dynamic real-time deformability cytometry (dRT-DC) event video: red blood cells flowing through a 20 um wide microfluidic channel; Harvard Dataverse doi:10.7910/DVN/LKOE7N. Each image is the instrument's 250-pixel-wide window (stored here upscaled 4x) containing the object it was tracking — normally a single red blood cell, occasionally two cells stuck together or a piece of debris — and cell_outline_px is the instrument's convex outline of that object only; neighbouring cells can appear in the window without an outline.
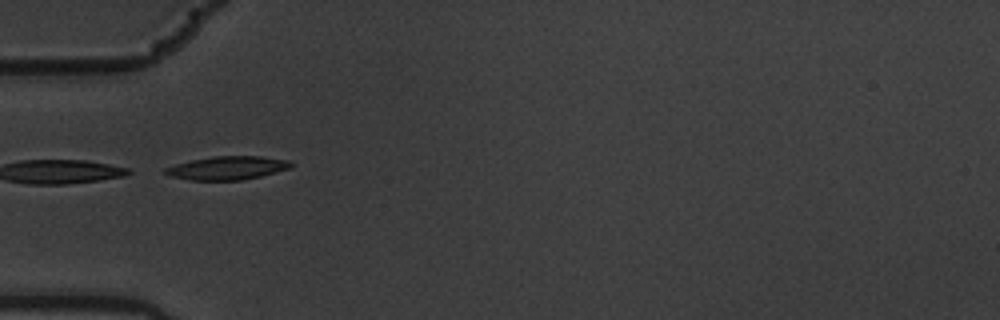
{"species": "common noctule bat (a hibernating species)", "species_latin": "Nyctalus noctula", "temperature_condition": "warm", "stored_images_in_passage": 10, "segment_of_instrument_passage": [2, 2], "camera_frame_rate_fps": 3000, "um_per_image_px": 0.085, "animal": {"sex": "male", "body_mass_g": 19.5, "forearm_length_mm": 54.6}, "frame": {"image": 1, "passage_image": 5, "time_ms": 1.333, "image_size_px": [1000, 320], "cell_outline_px": [[292, 164], [288, 168], [260, 176], [240, 180], [192, 180], [168, 176], [164, 172], [164, 168], [176, 164], [192, 160], [212, 156], [260, 156], [288, 160]], "centroid_in_image_um": [19.27, 14.27], "position_along_channel_um": 65.7, "area_um2": 16.94}}
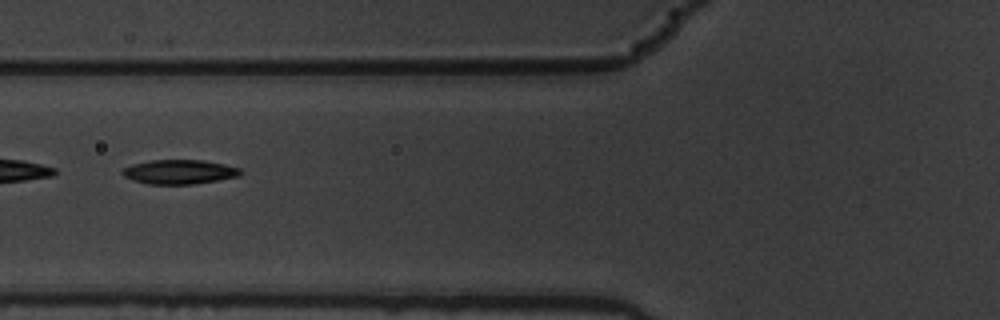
{"frame": {"image": 2, "passage_image": 6, "time_ms": 1.667, "image_size_px": [1000, 320], "cell_outline_px": [[244, 172], [240, 176], [192, 184], [148, 184], [132, 180], [124, 176], [120, 172], [124, 168], [132, 164], [148, 160], [204, 160], [224, 164], [240, 168]], "centroid_in_image_um": [15.24, 14.6], "position_along_channel_um": 110.6, "area_um2": 16.82}}